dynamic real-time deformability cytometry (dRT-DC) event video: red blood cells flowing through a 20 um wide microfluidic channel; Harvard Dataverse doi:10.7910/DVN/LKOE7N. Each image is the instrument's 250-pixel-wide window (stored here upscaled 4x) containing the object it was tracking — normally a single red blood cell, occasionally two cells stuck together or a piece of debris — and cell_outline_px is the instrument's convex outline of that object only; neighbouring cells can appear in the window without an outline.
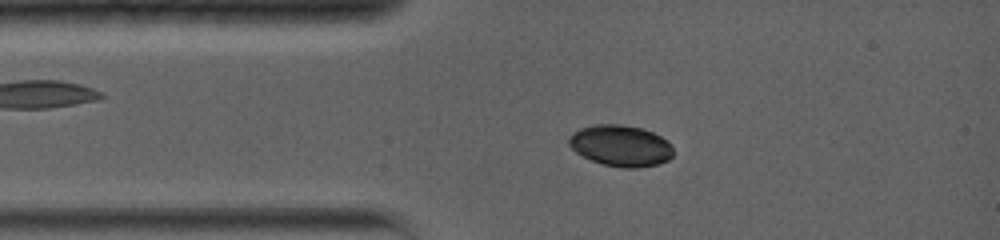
{"species": "common noctule bat (a hibernating species)", "species_latin": "Nyctalus noctula", "temperature_condition": "warm", "stored_images_in_passage": 35, "camera_frame_rate_fps": 5000, "um_per_image_px": 0.085, "animal": {"sex": "female", "body_mass_g": 19.0, "forearm_length_mm": 56.7}, "frame": {"image": 1, "passage_image": 6, "time_ms": 2.2, "image_size_px": [1000, 240], "cell_outline_px": [[672, 156], [668, 160], [660, 164], [636, 168], [620, 168], [604, 164], [592, 160], [576, 152], [568, 144], [568, 140], [580, 128], [596, 124], [620, 124], [640, 128], [652, 132], [668, 140], [672, 144]], "centroid_in_image_um": [52.8, 12.39], "position_along_channel_um": 32.2, "area_um2": 24.97}}
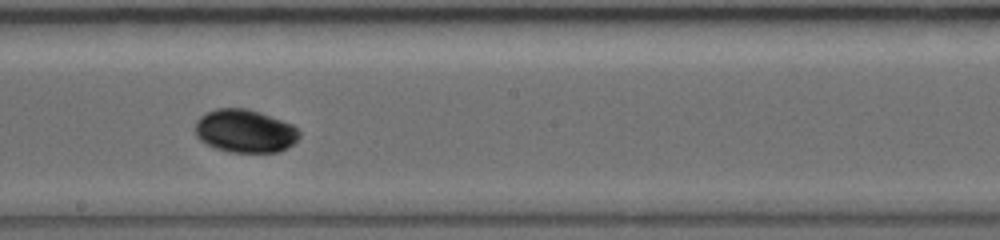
{"frame": {"image": 2, "passage_image": 20, "time_ms": 7.6, "image_size_px": [1000, 240], "cell_outline_px": [[300, 136], [288, 148], [280, 152], [228, 152], [216, 148], [200, 140], [196, 136], [196, 120], [200, 116], [216, 108], [248, 108], [260, 112], [292, 124], [300, 132]], "centroid_in_image_um": [20.83, 11.14], "position_along_channel_um": 227.4, "area_um2": 26.18}}
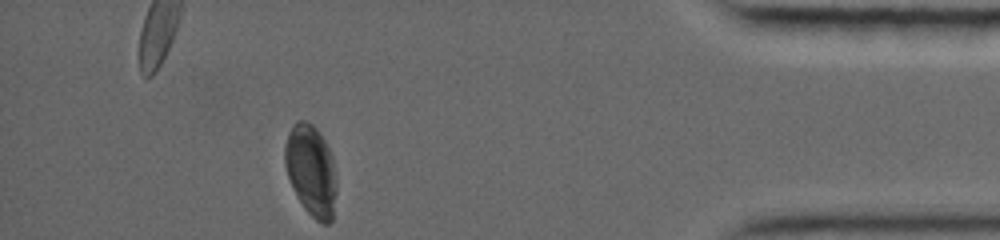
{"frame": {"image": 3, "passage_image": 35, "time_ms": 13.6, "image_size_px": [1000, 240], "cell_outline_px": [[336, 192], [332, 220], [328, 224], [324, 224], [316, 220], [304, 208], [288, 176], [284, 164], [284, 144], [288, 132], [292, 124], [296, 120], [304, 120], [312, 124], [320, 132], [332, 156], [336, 176]], "centroid_in_image_um": [26.44, 14.45], "position_along_channel_um": 408.8, "area_um2": 27.46}, "authors_computed_cell_mechanics": {"area_um2": 25.721, "velocity_mm_per_s": 3.8398, "shape_relaxation_time_tau1_ms": 1.9735, "shape_relaxation_time_tau2_ms": null, "deformation_change_tau1": 0.0518, "deformation_change_tau2": null}}